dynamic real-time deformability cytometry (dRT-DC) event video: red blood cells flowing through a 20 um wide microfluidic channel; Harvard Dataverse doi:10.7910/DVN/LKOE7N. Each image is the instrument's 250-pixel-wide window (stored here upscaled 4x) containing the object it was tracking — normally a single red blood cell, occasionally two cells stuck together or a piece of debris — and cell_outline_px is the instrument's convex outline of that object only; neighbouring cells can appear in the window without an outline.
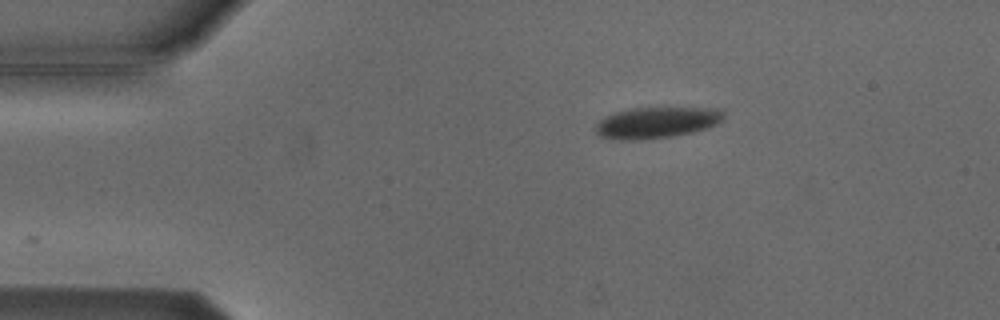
{"species": "Egyptian fruit bat (a non-hibernating species)", "species_latin": "Rousettus aegyptiacus", "temperature_condition": "cold", "stored_images_in_passage": 2, "camera_frame_rate_fps": 3000, "um_per_image_px": 0.085, "animal": {"sex": "male"}, "frame": {"image": 1, "passage_image": 1, "time_ms": 0.0, "image_size_px": [1000, 320], "cell_outline_px": [[724, 120], [708, 128], [692, 132], [672, 136], [640, 140], [620, 140], [600, 136], [592, 128], [604, 116], [616, 112], [632, 108], [724, 108]], "centroid_in_image_um": [55.82, 10.42], "position_along_channel_um": 29.2, "area_um2": 23.47}}